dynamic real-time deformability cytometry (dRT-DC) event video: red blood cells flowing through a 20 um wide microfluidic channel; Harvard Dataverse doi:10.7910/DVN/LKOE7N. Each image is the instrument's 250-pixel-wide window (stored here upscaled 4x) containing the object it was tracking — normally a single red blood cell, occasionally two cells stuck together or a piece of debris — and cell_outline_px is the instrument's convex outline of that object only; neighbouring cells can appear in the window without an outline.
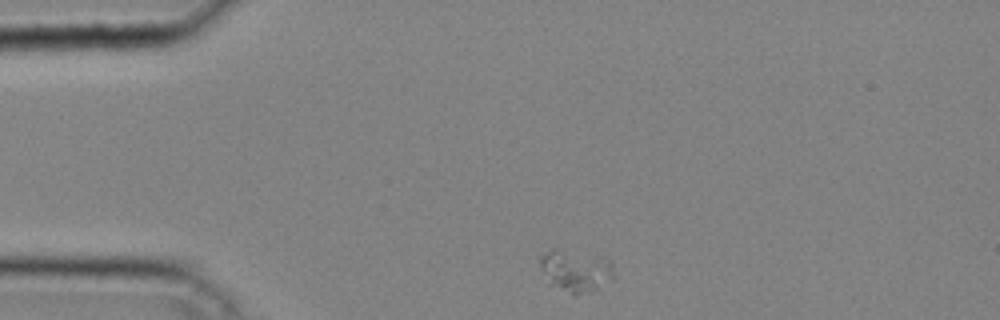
{"species": "common noctule bat (a hibernating species)", "species_latin": "Nyctalus noctula", "temperature_condition": "cold", "stored_images_in_passage": 34, "camera_frame_rate_fps": 3000, "um_per_image_px": 0.085, "animal": {"sex": "male", "body_mass_g": 20.4}, "frame": {"image": 1, "passage_image": 1, "time_ms": 0.0, "image_size_px": [1000, 320], "cell_outline_px": [[616, 276], [596, 288], [588, 292], [576, 296], [548, 284], [540, 264], [540, 256], [552, 248], [612, 260]], "centroid_in_image_um": [48.93, 23.04], "position_along_channel_um": 36.1, "area_um2": 17.8}}
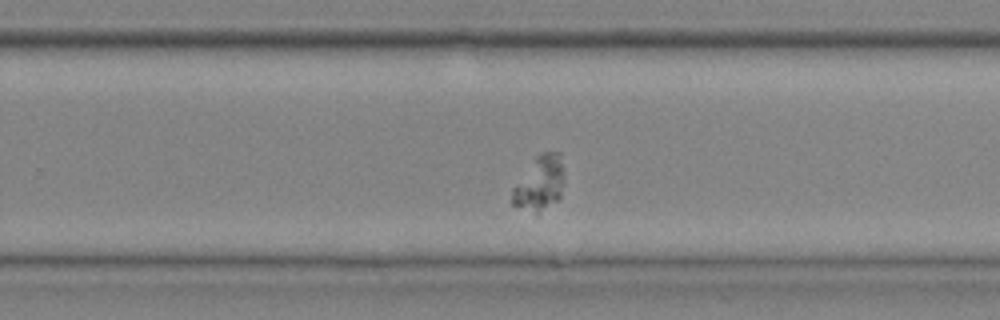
{"frame": {"image": 2, "passage_image": 20, "time_ms": 6.333, "image_size_px": [1000, 320], "cell_outline_px": [[560, 196], [556, 200], [536, 216], [512, 204], [512, 188], [536, 156], [540, 152], [560, 152]], "centroid_in_image_um": [45.79, 15.63], "position_along_channel_um": 284.0, "area_um2": 15.95}}
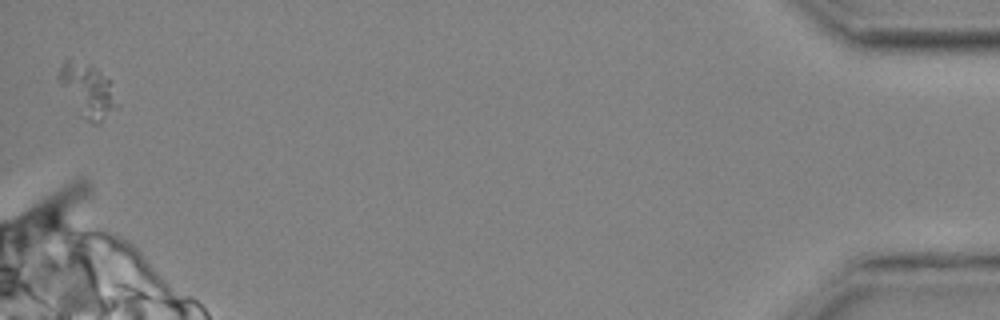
{"frame": {"image": 3, "passage_image": 34, "time_ms": 11.0, "image_size_px": [1000, 320], "cell_outline_px": [[116, 108], [100, 124], [92, 124], [84, 120], [80, 116], [60, 84], [56, 76], [60, 68], [68, 60], [88, 64], [96, 68], [108, 80], [116, 104]], "centroid_in_image_um": [7.41, 7.74], "position_along_channel_um": 427.8, "area_um2": 17.51}}